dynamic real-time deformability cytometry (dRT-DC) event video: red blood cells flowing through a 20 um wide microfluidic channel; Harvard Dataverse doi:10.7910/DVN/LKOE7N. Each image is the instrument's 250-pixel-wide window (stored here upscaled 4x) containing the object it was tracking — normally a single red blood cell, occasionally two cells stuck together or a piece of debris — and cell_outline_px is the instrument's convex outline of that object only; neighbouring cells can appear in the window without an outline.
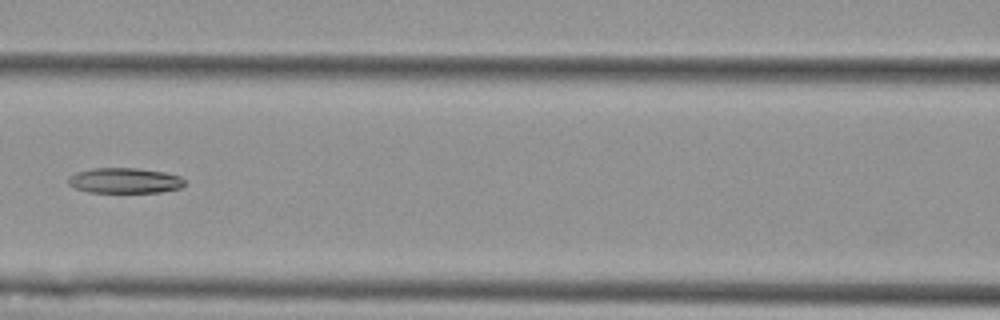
{"species": "Egyptian fruit bat (a non-hibernating species)", "species_latin": "Rousettus aegyptiacus", "temperature_condition": "cold", "stored_images_in_passage": 8, "camera_frame_rate_fps": 3000, "um_per_image_px": 0.085, "animal": {"sex": "female"}, "frame": {"image": 1, "passage_image": 8, "time_ms": 8.333, "image_size_px": [1000, 320], "cell_outline_px": [[184, 184], [180, 188], [160, 192], [88, 192], [76, 188], [68, 184], [68, 176], [76, 172], [92, 168], [136, 168], [164, 172], [180, 176], [184, 180]], "centroid_in_image_um": [10.57, 15.34], "position_along_channel_um": 156.0, "area_um2": 17.17}}